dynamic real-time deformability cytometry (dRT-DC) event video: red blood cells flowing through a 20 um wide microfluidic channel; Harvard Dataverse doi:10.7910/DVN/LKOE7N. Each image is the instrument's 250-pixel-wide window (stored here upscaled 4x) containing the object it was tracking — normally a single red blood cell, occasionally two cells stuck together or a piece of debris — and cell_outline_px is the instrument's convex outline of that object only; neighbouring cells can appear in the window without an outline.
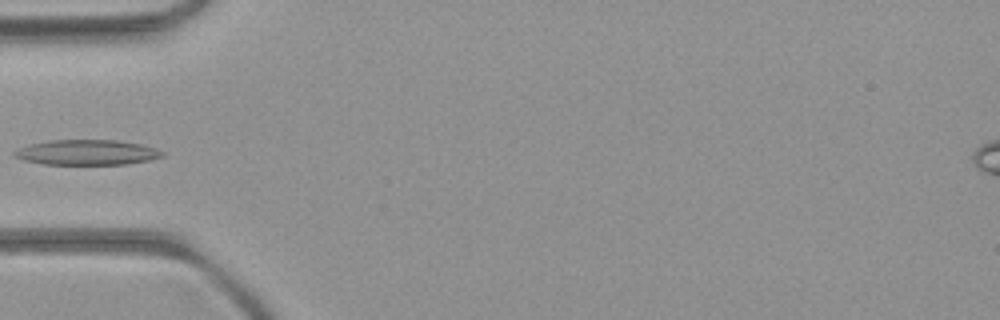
{"species": "common noctule bat (a hibernating species)", "species_latin": "Nyctalus noctula", "temperature_condition": "room temperature", "stored_images_in_passage": 5, "camera_frame_rate_fps": 3000, "um_per_image_px": 0.085, "animal": {"sex": "female", "body_mass_g": 21.9}, "frame": {"image": 1, "passage_image": 4, "time_ms": 3.667, "image_size_px": [1000, 320], "cell_outline_px": [[164, 156], [148, 160], [128, 164], [44, 164], [24, 160], [12, 156], [12, 152], [28, 144], [48, 140], [116, 140], [140, 144], [156, 148], [164, 152]], "centroid_in_image_um": [7.36, 12.95], "position_along_channel_um": 77.6, "area_um2": 21.73}}
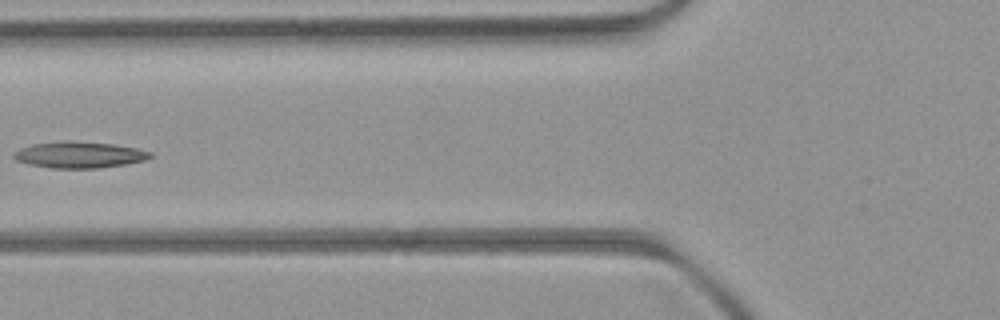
{"frame": {"image": 2, "passage_image": 5, "time_ms": 4.667, "image_size_px": [1000, 320], "cell_outline_px": [[156, 156], [144, 160], [128, 164], [96, 168], [52, 168], [28, 164], [16, 160], [12, 156], [12, 152], [20, 148], [32, 144], [60, 140], [72, 140], [116, 144], [136, 148], [152, 152]], "centroid_in_image_um": [6.74, 13.14], "position_along_channel_um": 119.1, "area_um2": 21.39}}